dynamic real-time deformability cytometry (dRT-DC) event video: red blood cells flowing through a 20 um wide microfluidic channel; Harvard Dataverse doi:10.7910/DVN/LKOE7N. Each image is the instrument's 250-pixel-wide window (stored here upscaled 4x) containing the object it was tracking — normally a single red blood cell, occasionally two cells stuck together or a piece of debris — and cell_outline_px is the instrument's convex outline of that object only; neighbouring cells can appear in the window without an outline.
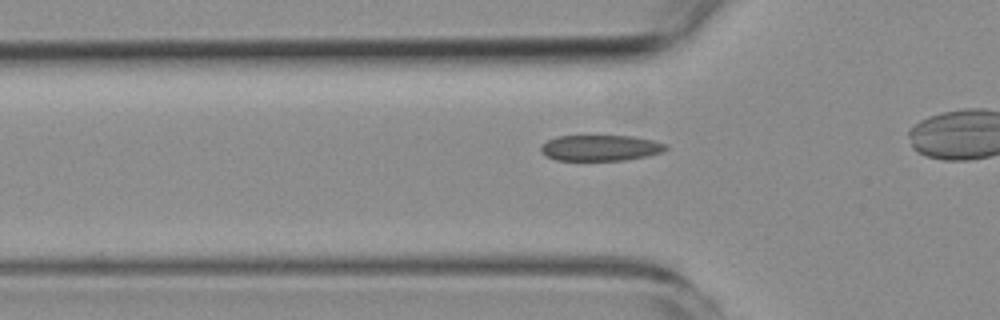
{"species": "common noctule bat (a hibernating species)", "species_latin": "Nyctalus noctula", "temperature_condition": "room temperature", "stored_images_in_passage": 3, "segment_of_instrument_passage": [2, 2], "camera_frame_rate_fps": 3000, "um_per_image_px": 0.085, "animal": {"sex": "female", "body_mass_g": 19.3, "forearm_length_mm": 54.1}, "frame": {"image": 1, "passage_image": 3, "time_ms": 3.333, "image_size_px": [1000, 320], "cell_outline_px": [[668, 148], [660, 152], [648, 156], [624, 160], [556, 160], [540, 152], [540, 148], [548, 140], [556, 136], [632, 136], [652, 140], [668, 144]], "centroid_in_image_um": [51.05, 12.57], "position_along_channel_um": 74.7, "area_um2": 18.73}}